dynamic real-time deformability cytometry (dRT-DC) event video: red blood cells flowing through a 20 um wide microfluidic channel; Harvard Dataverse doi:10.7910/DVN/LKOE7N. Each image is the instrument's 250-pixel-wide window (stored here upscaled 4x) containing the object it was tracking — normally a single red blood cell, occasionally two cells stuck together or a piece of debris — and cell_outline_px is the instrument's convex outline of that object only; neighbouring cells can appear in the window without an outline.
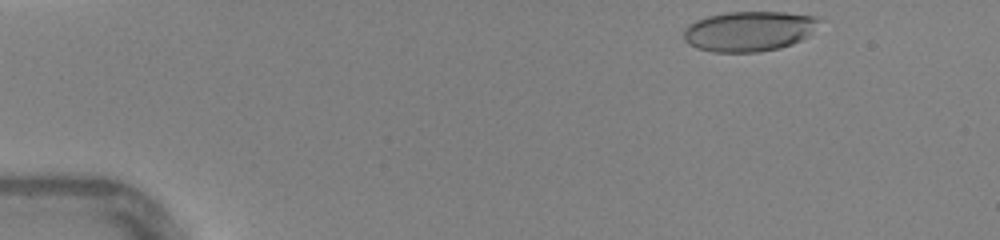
{"species": "human", "species_latin": "Homo sapiens", "temperature_condition": "warm", "stored_images_in_passage": 34, "camera_frame_rate_fps": 3000, "um_per_image_px": 0.085, "donor": {"sex": "female"}, "frame": {"image": 1, "passage_image": 1, "time_ms": 0.0, "image_size_px": [1000, 240], "cell_outline_px": [[820, 20], [808, 36], [792, 44], [780, 48], [760, 52], [712, 52], [696, 48], [688, 44], [684, 40], [684, 28], [688, 24], [696, 20], [708, 16], [728, 12], [784, 12], [816, 16]], "centroid_in_image_um": [63.63, 2.66], "position_along_channel_um": 21.4, "area_um2": 31.73}}
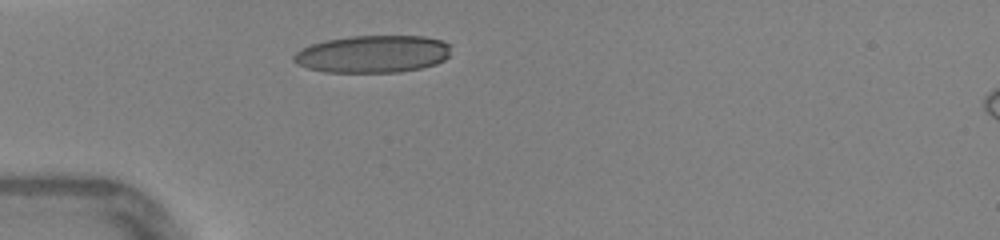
{"frame": {"image": 2, "passage_image": 9, "time_ms": 2.667, "image_size_px": [1000, 240], "cell_outline_px": [[448, 56], [444, 60], [436, 64], [420, 68], [400, 72], [324, 72], [308, 68], [292, 60], [292, 56], [296, 52], [312, 44], [328, 40], [352, 36], [424, 36], [440, 40], [448, 44]], "centroid_in_image_um": [31.68, 4.6], "position_along_channel_um": 53.3, "area_um2": 33.93}}
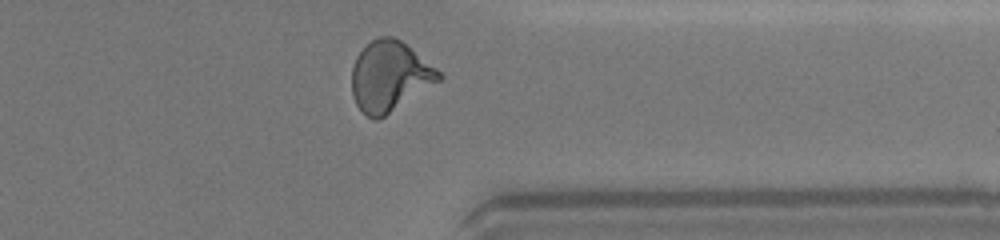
{"frame": {"image": 3, "passage_image": 32, "time_ms": 10.333, "image_size_px": [1000, 240], "cell_outline_px": [[444, 76], [440, 80], [384, 116], [376, 120], [368, 116], [356, 104], [352, 96], [352, 68], [356, 56], [364, 44], [380, 36], [392, 36], [400, 40], [436, 68]], "centroid_in_image_um": [33.08, 6.46], "position_along_channel_um": 378.3, "area_um2": 35.14}, "authors_computed_cell_mechanics": {"area_um2": 33.6107, "velocity_mm_per_s": 4.4268, "shape_relaxation_time_tau1_ms": 5.0156, "shape_relaxation_time_tau2_ms": 0.6277, "deformation_change_tau1": 0.2057, "deformation_change_tau2": 0.0698}}